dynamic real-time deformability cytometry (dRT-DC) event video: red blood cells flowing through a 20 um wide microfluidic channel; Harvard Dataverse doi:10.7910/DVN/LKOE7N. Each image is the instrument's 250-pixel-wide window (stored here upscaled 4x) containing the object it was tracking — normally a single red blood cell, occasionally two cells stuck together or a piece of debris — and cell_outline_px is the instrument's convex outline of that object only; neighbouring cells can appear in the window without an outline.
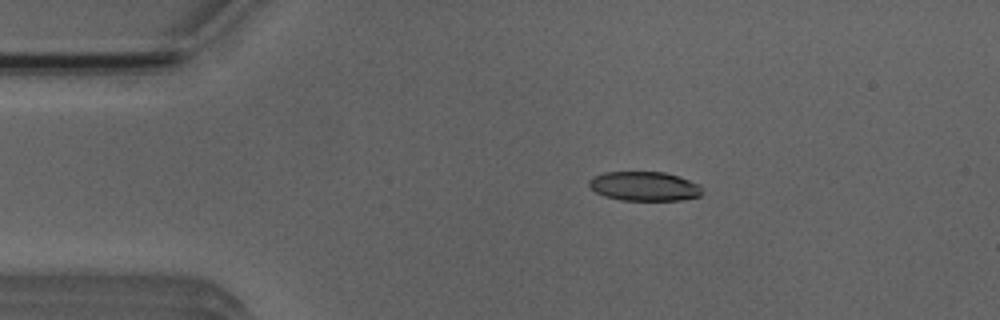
{"species": "Egyptian fruit bat (a non-hibernating species)", "species_latin": "Rousettus aegyptiacus", "temperature_condition": "room temperature", "stored_images_in_passage": 4, "camera_frame_rate_fps": 3000, "um_per_image_px": 0.085, "animal": {"sex": "male"}, "frame": {"image": 1, "passage_image": 2, "time_ms": 1.0, "image_size_px": [1000, 320], "cell_outline_px": [[700, 196], [680, 200], [620, 200], [604, 196], [596, 192], [588, 184], [588, 180], [592, 176], [604, 172], [664, 172], [680, 176], [700, 184]], "centroid_in_image_um": [54.74, 15.82], "position_along_channel_um": 30.3, "area_um2": 19.36}}